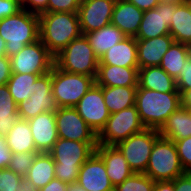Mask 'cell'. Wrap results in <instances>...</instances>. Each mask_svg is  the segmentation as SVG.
<instances>
[{"label":"cell","mask_w":191,"mask_h":191,"mask_svg":"<svg viewBox=\"0 0 191 191\" xmlns=\"http://www.w3.org/2000/svg\"><path fill=\"white\" fill-rule=\"evenodd\" d=\"M81 35L77 12H47L39 15V39L54 57Z\"/></svg>","instance_id":"6da1fadb"},{"label":"cell","mask_w":191,"mask_h":191,"mask_svg":"<svg viewBox=\"0 0 191 191\" xmlns=\"http://www.w3.org/2000/svg\"><path fill=\"white\" fill-rule=\"evenodd\" d=\"M135 106L145 128L160 130L168 117L181 106L180 92H158L137 88Z\"/></svg>","instance_id":"7a4b0ae2"},{"label":"cell","mask_w":191,"mask_h":191,"mask_svg":"<svg viewBox=\"0 0 191 191\" xmlns=\"http://www.w3.org/2000/svg\"><path fill=\"white\" fill-rule=\"evenodd\" d=\"M98 142H80L58 137L48 152L55 162V178L76 183L80 167L95 152Z\"/></svg>","instance_id":"3957f363"},{"label":"cell","mask_w":191,"mask_h":191,"mask_svg":"<svg viewBox=\"0 0 191 191\" xmlns=\"http://www.w3.org/2000/svg\"><path fill=\"white\" fill-rule=\"evenodd\" d=\"M0 36L6 42V55L17 54L25 45L39 39V15L21 9L0 20Z\"/></svg>","instance_id":"277c9868"},{"label":"cell","mask_w":191,"mask_h":191,"mask_svg":"<svg viewBox=\"0 0 191 191\" xmlns=\"http://www.w3.org/2000/svg\"><path fill=\"white\" fill-rule=\"evenodd\" d=\"M54 64L61 70L96 78L99 58L85 35L72 40L54 57Z\"/></svg>","instance_id":"5b68a950"},{"label":"cell","mask_w":191,"mask_h":191,"mask_svg":"<svg viewBox=\"0 0 191 191\" xmlns=\"http://www.w3.org/2000/svg\"><path fill=\"white\" fill-rule=\"evenodd\" d=\"M144 173L153 181H173L185 173L174 141L162 136L156 139Z\"/></svg>","instance_id":"8992f818"},{"label":"cell","mask_w":191,"mask_h":191,"mask_svg":"<svg viewBox=\"0 0 191 191\" xmlns=\"http://www.w3.org/2000/svg\"><path fill=\"white\" fill-rule=\"evenodd\" d=\"M94 83V77L52 67V93L58 108L75 107Z\"/></svg>","instance_id":"52a82bcc"},{"label":"cell","mask_w":191,"mask_h":191,"mask_svg":"<svg viewBox=\"0 0 191 191\" xmlns=\"http://www.w3.org/2000/svg\"><path fill=\"white\" fill-rule=\"evenodd\" d=\"M144 129L136 106L133 105L110 114L104 128L97 135V142L101 145L116 146Z\"/></svg>","instance_id":"ba28073f"},{"label":"cell","mask_w":191,"mask_h":191,"mask_svg":"<svg viewBox=\"0 0 191 191\" xmlns=\"http://www.w3.org/2000/svg\"><path fill=\"white\" fill-rule=\"evenodd\" d=\"M159 136V130L145 128L116 145L134 173L145 172L154 143Z\"/></svg>","instance_id":"9c48e42d"},{"label":"cell","mask_w":191,"mask_h":191,"mask_svg":"<svg viewBox=\"0 0 191 191\" xmlns=\"http://www.w3.org/2000/svg\"><path fill=\"white\" fill-rule=\"evenodd\" d=\"M9 58L12 73L46 74L54 65V56L40 39L25 45L17 54Z\"/></svg>","instance_id":"30bf717a"},{"label":"cell","mask_w":191,"mask_h":191,"mask_svg":"<svg viewBox=\"0 0 191 191\" xmlns=\"http://www.w3.org/2000/svg\"><path fill=\"white\" fill-rule=\"evenodd\" d=\"M57 105L52 93V69L35 81L34 93L17 105L20 119L30 120L44 112H55Z\"/></svg>","instance_id":"8fae6325"},{"label":"cell","mask_w":191,"mask_h":191,"mask_svg":"<svg viewBox=\"0 0 191 191\" xmlns=\"http://www.w3.org/2000/svg\"><path fill=\"white\" fill-rule=\"evenodd\" d=\"M86 124L98 135L110 113L104 103L102 86L94 83L74 107Z\"/></svg>","instance_id":"7c38bea8"},{"label":"cell","mask_w":191,"mask_h":191,"mask_svg":"<svg viewBox=\"0 0 191 191\" xmlns=\"http://www.w3.org/2000/svg\"><path fill=\"white\" fill-rule=\"evenodd\" d=\"M55 120L58 137L80 142H97V135L74 107L57 108Z\"/></svg>","instance_id":"4fadbf2b"},{"label":"cell","mask_w":191,"mask_h":191,"mask_svg":"<svg viewBox=\"0 0 191 191\" xmlns=\"http://www.w3.org/2000/svg\"><path fill=\"white\" fill-rule=\"evenodd\" d=\"M116 0H83L78 9L82 35L111 23Z\"/></svg>","instance_id":"5bb4252c"},{"label":"cell","mask_w":191,"mask_h":191,"mask_svg":"<svg viewBox=\"0 0 191 191\" xmlns=\"http://www.w3.org/2000/svg\"><path fill=\"white\" fill-rule=\"evenodd\" d=\"M175 8L176 3L160 2L154 9L144 11L135 39H152L169 34Z\"/></svg>","instance_id":"9a60e30c"},{"label":"cell","mask_w":191,"mask_h":191,"mask_svg":"<svg viewBox=\"0 0 191 191\" xmlns=\"http://www.w3.org/2000/svg\"><path fill=\"white\" fill-rule=\"evenodd\" d=\"M77 183L86 191H114L105 163L96 152L80 167Z\"/></svg>","instance_id":"2e32d148"},{"label":"cell","mask_w":191,"mask_h":191,"mask_svg":"<svg viewBox=\"0 0 191 191\" xmlns=\"http://www.w3.org/2000/svg\"><path fill=\"white\" fill-rule=\"evenodd\" d=\"M27 121L36 150L48 153L58 140L55 112H44Z\"/></svg>","instance_id":"e0dca14e"},{"label":"cell","mask_w":191,"mask_h":191,"mask_svg":"<svg viewBox=\"0 0 191 191\" xmlns=\"http://www.w3.org/2000/svg\"><path fill=\"white\" fill-rule=\"evenodd\" d=\"M136 41L138 67L144 68L159 66L162 57L174 42V38L167 34L152 39H136Z\"/></svg>","instance_id":"ac0fdd59"},{"label":"cell","mask_w":191,"mask_h":191,"mask_svg":"<svg viewBox=\"0 0 191 191\" xmlns=\"http://www.w3.org/2000/svg\"><path fill=\"white\" fill-rule=\"evenodd\" d=\"M95 152L104 161L107 175L114 187L123 183L134 173L116 146L98 144Z\"/></svg>","instance_id":"d6986e66"},{"label":"cell","mask_w":191,"mask_h":191,"mask_svg":"<svg viewBox=\"0 0 191 191\" xmlns=\"http://www.w3.org/2000/svg\"><path fill=\"white\" fill-rule=\"evenodd\" d=\"M139 67H121L99 64L95 83L99 86H138Z\"/></svg>","instance_id":"ffe728a7"},{"label":"cell","mask_w":191,"mask_h":191,"mask_svg":"<svg viewBox=\"0 0 191 191\" xmlns=\"http://www.w3.org/2000/svg\"><path fill=\"white\" fill-rule=\"evenodd\" d=\"M143 11L126 0H116L111 24L118 27L126 37H136Z\"/></svg>","instance_id":"44dd1931"},{"label":"cell","mask_w":191,"mask_h":191,"mask_svg":"<svg viewBox=\"0 0 191 191\" xmlns=\"http://www.w3.org/2000/svg\"><path fill=\"white\" fill-rule=\"evenodd\" d=\"M55 178V162L46 152H39L24 177L28 189L38 191Z\"/></svg>","instance_id":"7402d4cb"},{"label":"cell","mask_w":191,"mask_h":191,"mask_svg":"<svg viewBox=\"0 0 191 191\" xmlns=\"http://www.w3.org/2000/svg\"><path fill=\"white\" fill-rule=\"evenodd\" d=\"M99 64L138 67L136 39L134 37H125L122 39L99 58Z\"/></svg>","instance_id":"603a6c76"},{"label":"cell","mask_w":191,"mask_h":191,"mask_svg":"<svg viewBox=\"0 0 191 191\" xmlns=\"http://www.w3.org/2000/svg\"><path fill=\"white\" fill-rule=\"evenodd\" d=\"M158 92H179L176 81L160 66H148L138 69V87Z\"/></svg>","instance_id":"cb8c5ba5"},{"label":"cell","mask_w":191,"mask_h":191,"mask_svg":"<svg viewBox=\"0 0 191 191\" xmlns=\"http://www.w3.org/2000/svg\"><path fill=\"white\" fill-rule=\"evenodd\" d=\"M160 136L172 141L191 136V110L180 106L159 130Z\"/></svg>","instance_id":"d4e9b609"},{"label":"cell","mask_w":191,"mask_h":191,"mask_svg":"<svg viewBox=\"0 0 191 191\" xmlns=\"http://www.w3.org/2000/svg\"><path fill=\"white\" fill-rule=\"evenodd\" d=\"M169 34L175 42L191 44V6L189 1L177 3L169 25Z\"/></svg>","instance_id":"484cf974"},{"label":"cell","mask_w":191,"mask_h":191,"mask_svg":"<svg viewBox=\"0 0 191 191\" xmlns=\"http://www.w3.org/2000/svg\"><path fill=\"white\" fill-rule=\"evenodd\" d=\"M84 35L98 58L126 37L118 27L111 23L99 30L85 33Z\"/></svg>","instance_id":"4316f807"},{"label":"cell","mask_w":191,"mask_h":191,"mask_svg":"<svg viewBox=\"0 0 191 191\" xmlns=\"http://www.w3.org/2000/svg\"><path fill=\"white\" fill-rule=\"evenodd\" d=\"M138 86H102L104 103L110 114L135 105L136 90Z\"/></svg>","instance_id":"83f0119b"},{"label":"cell","mask_w":191,"mask_h":191,"mask_svg":"<svg viewBox=\"0 0 191 191\" xmlns=\"http://www.w3.org/2000/svg\"><path fill=\"white\" fill-rule=\"evenodd\" d=\"M5 138L6 144L12 153L38 152L27 120L19 119Z\"/></svg>","instance_id":"f1b7e54d"},{"label":"cell","mask_w":191,"mask_h":191,"mask_svg":"<svg viewBox=\"0 0 191 191\" xmlns=\"http://www.w3.org/2000/svg\"><path fill=\"white\" fill-rule=\"evenodd\" d=\"M190 55L189 45L174 41L162 57L159 66L176 81L180 76V70Z\"/></svg>","instance_id":"f546056e"},{"label":"cell","mask_w":191,"mask_h":191,"mask_svg":"<svg viewBox=\"0 0 191 191\" xmlns=\"http://www.w3.org/2000/svg\"><path fill=\"white\" fill-rule=\"evenodd\" d=\"M19 119L17 104L10 96L7 84L0 85V136L6 137Z\"/></svg>","instance_id":"4dcf8cb0"},{"label":"cell","mask_w":191,"mask_h":191,"mask_svg":"<svg viewBox=\"0 0 191 191\" xmlns=\"http://www.w3.org/2000/svg\"><path fill=\"white\" fill-rule=\"evenodd\" d=\"M44 74H22L12 73L7 82L10 96L18 105L24 100H28L29 96L34 93L36 79Z\"/></svg>","instance_id":"1f68e13d"},{"label":"cell","mask_w":191,"mask_h":191,"mask_svg":"<svg viewBox=\"0 0 191 191\" xmlns=\"http://www.w3.org/2000/svg\"><path fill=\"white\" fill-rule=\"evenodd\" d=\"M155 181L145 173H133L123 183L114 187V191H153Z\"/></svg>","instance_id":"d6a6232c"},{"label":"cell","mask_w":191,"mask_h":191,"mask_svg":"<svg viewBox=\"0 0 191 191\" xmlns=\"http://www.w3.org/2000/svg\"><path fill=\"white\" fill-rule=\"evenodd\" d=\"M39 152L12 153L8 168L21 177H25Z\"/></svg>","instance_id":"836d02e7"},{"label":"cell","mask_w":191,"mask_h":191,"mask_svg":"<svg viewBox=\"0 0 191 191\" xmlns=\"http://www.w3.org/2000/svg\"><path fill=\"white\" fill-rule=\"evenodd\" d=\"M1 191H27L28 187L24 178L11 171L9 168L0 169Z\"/></svg>","instance_id":"e575fe53"},{"label":"cell","mask_w":191,"mask_h":191,"mask_svg":"<svg viewBox=\"0 0 191 191\" xmlns=\"http://www.w3.org/2000/svg\"><path fill=\"white\" fill-rule=\"evenodd\" d=\"M185 173H191V136L174 141Z\"/></svg>","instance_id":"d590c367"},{"label":"cell","mask_w":191,"mask_h":191,"mask_svg":"<svg viewBox=\"0 0 191 191\" xmlns=\"http://www.w3.org/2000/svg\"><path fill=\"white\" fill-rule=\"evenodd\" d=\"M80 0H49L47 12H78Z\"/></svg>","instance_id":"8d00e7d4"},{"label":"cell","mask_w":191,"mask_h":191,"mask_svg":"<svg viewBox=\"0 0 191 191\" xmlns=\"http://www.w3.org/2000/svg\"><path fill=\"white\" fill-rule=\"evenodd\" d=\"M177 90L180 92V95L185 90L191 89V55L185 61V65L180 70V76L176 80Z\"/></svg>","instance_id":"74e56055"},{"label":"cell","mask_w":191,"mask_h":191,"mask_svg":"<svg viewBox=\"0 0 191 191\" xmlns=\"http://www.w3.org/2000/svg\"><path fill=\"white\" fill-rule=\"evenodd\" d=\"M49 0H21V7L30 13L40 15L47 13Z\"/></svg>","instance_id":"f35d334b"},{"label":"cell","mask_w":191,"mask_h":191,"mask_svg":"<svg viewBox=\"0 0 191 191\" xmlns=\"http://www.w3.org/2000/svg\"><path fill=\"white\" fill-rule=\"evenodd\" d=\"M21 9V0H0V20L16 14Z\"/></svg>","instance_id":"ab89813d"},{"label":"cell","mask_w":191,"mask_h":191,"mask_svg":"<svg viewBox=\"0 0 191 191\" xmlns=\"http://www.w3.org/2000/svg\"><path fill=\"white\" fill-rule=\"evenodd\" d=\"M12 158V151L6 144V138L0 136V169L8 168Z\"/></svg>","instance_id":"60d3db41"},{"label":"cell","mask_w":191,"mask_h":191,"mask_svg":"<svg viewBox=\"0 0 191 191\" xmlns=\"http://www.w3.org/2000/svg\"><path fill=\"white\" fill-rule=\"evenodd\" d=\"M12 74L10 58L7 56L0 57V85L7 84Z\"/></svg>","instance_id":"b9f144b4"},{"label":"cell","mask_w":191,"mask_h":191,"mask_svg":"<svg viewBox=\"0 0 191 191\" xmlns=\"http://www.w3.org/2000/svg\"><path fill=\"white\" fill-rule=\"evenodd\" d=\"M174 191H191V173H184L174 180Z\"/></svg>","instance_id":"7bdbcfd3"},{"label":"cell","mask_w":191,"mask_h":191,"mask_svg":"<svg viewBox=\"0 0 191 191\" xmlns=\"http://www.w3.org/2000/svg\"><path fill=\"white\" fill-rule=\"evenodd\" d=\"M68 185V183L54 178L38 191H67Z\"/></svg>","instance_id":"ee69618b"},{"label":"cell","mask_w":191,"mask_h":191,"mask_svg":"<svg viewBox=\"0 0 191 191\" xmlns=\"http://www.w3.org/2000/svg\"><path fill=\"white\" fill-rule=\"evenodd\" d=\"M126 1L134 4L137 8L141 9L143 12L150 9H154L160 3V0H126Z\"/></svg>","instance_id":"f6af8a7d"},{"label":"cell","mask_w":191,"mask_h":191,"mask_svg":"<svg viewBox=\"0 0 191 191\" xmlns=\"http://www.w3.org/2000/svg\"><path fill=\"white\" fill-rule=\"evenodd\" d=\"M153 191H174V180L155 181Z\"/></svg>","instance_id":"bcb514c9"},{"label":"cell","mask_w":191,"mask_h":191,"mask_svg":"<svg viewBox=\"0 0 191 191\" xmlns=\"http://www.w3.org/2000/svg\"><path fill=\"white\" fill-rule=\"evenodd\" d=\"M181 106L191 110V89L181 94Z\"/></svg>","instance_id":"7dc6e473"},{"label":"cell","mask_w":191,"mask_h":191,"mask_svg":"<svg viewBox=\"0 0 191 191\" xmlns=\"http://www.w3.org/2000/svg\"><path fill=\"white\" fill-rule=\"evenodd\" d=\"M67 191H86V190L76 182V183H70L68 185Z\"/></svg>","instance_id":"c3c4849f"},{"label":"cell","mask_w":191,"mask_h":191,"mask_svg":"<svg viewBox=\"0 0 191 191\" xmlns=\"http://www.w3.org/2000/svg\"><path fill=\"white\" fill-rule=\"evenodd\" d=\"M1 56H7L6 55V42L5 40L0 36V57Z\"/></svg>","instance_id":"681fc988"},{"label":"cell","mask_w":191,"mask_h":191,"mask_svg":"<svg viewBox=\"0 0 191 191\" xmlns=\"http://www.w3.org/2000/svg\"><path fill=\"white\" fill-rule=\"evenodd\" d=\"M188 0H160V2H170V3H182V2H186Z\"/></svg>","instance_id":"f907efd6"}]
</instances>
